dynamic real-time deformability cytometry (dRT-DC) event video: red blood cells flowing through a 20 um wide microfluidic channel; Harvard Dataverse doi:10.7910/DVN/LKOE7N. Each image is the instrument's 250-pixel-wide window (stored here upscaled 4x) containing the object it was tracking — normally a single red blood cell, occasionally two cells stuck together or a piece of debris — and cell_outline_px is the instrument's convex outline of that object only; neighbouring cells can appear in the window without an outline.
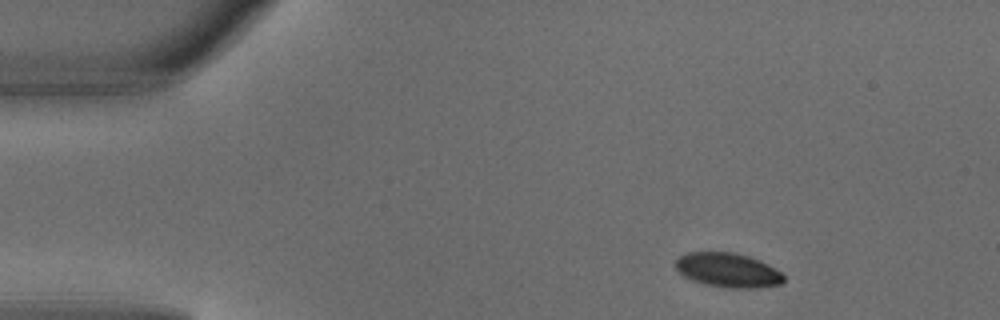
{"species": "common noctule bat (a hibernating species)", "species_latin": "Nyctalus noctula", "temperature_condition": "warm", "stored_images_in_passage": 3, "camera_frame_rate_fps": 3000, "um_per_image_px": 0.085, "animal": {"sex": "male", "body_mass_g": 18.8}, "frame": {"image": 1, "passage_image": 1, "time_ms": 0.0, "image_size_px": [1000, 320], "cell_outline_px": [[784, 280], [780, 284], [756, 288], [728, 288], [704, 284], [692, 280], [684, 276], [676, 268], [676, 260], [680, 256], [688, 252], [736, 252], [760, 260], [780, 272], [784, 276]], "centroid_in_image_um": [61.86, 22.96], "position_along_channel_um": 23.1, "area_um2": 21.56}}